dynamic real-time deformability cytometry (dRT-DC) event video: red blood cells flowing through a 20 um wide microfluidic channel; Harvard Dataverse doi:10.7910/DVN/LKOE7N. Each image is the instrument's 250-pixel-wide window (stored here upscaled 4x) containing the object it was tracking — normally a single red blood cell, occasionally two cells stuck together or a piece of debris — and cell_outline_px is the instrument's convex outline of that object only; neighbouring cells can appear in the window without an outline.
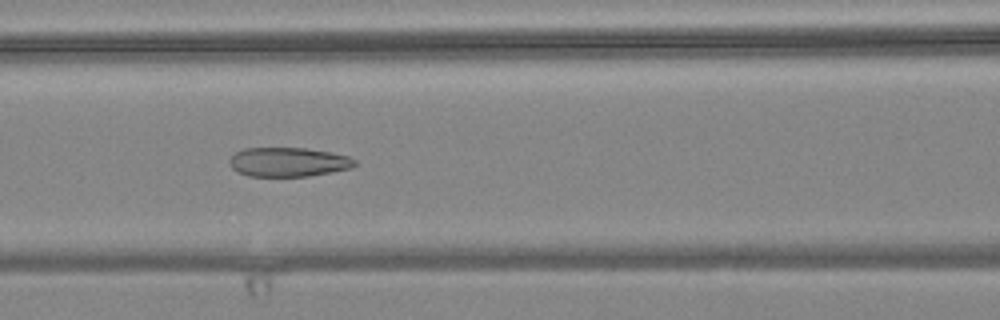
{"species": "common noctule bat (a hibernating species)", "species_latin": "Nyctalus noctula", "temperature_condition": "warm", "stored_images_in_passage": 50, "camera_frame_rate_fps": 3000, "um_per_image_px": 0.085, "animal": {"sex": "female", "body_mass_g": 24.6, "forearm_length_mm": 56.2}, "frame": {"image": 1, "passage_image": 18, "time_ms": 5.667, "image_size_px": [1000, 320], "cell_outline_px": [[356, 164], [352, 168], [332, 172], [308, 176], [248, 176], [236, 172], [232, 168], [228, 160], [236, 152], [244, 148], [304, 148], [328, 152], [348, 156], [356, 160]], "centroid_in_image_um": [24.49, 13.78], "position_along_channel_um": 142.1, "area_um2": 21.33}}
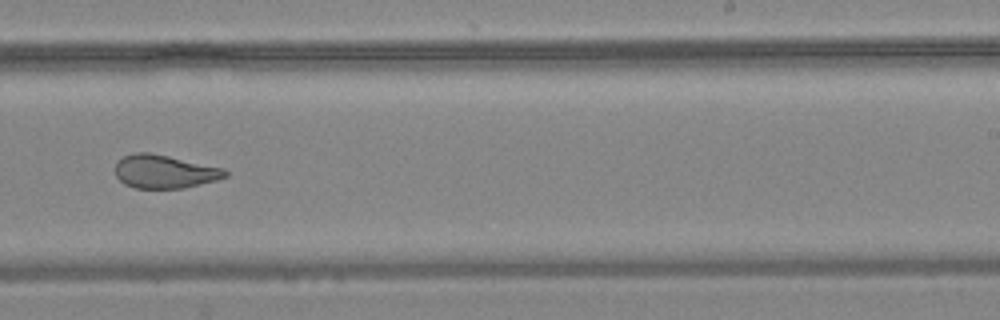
{"frame": {"image": 2, "passage_image": 29, "time_ms": 9.333, "image_size_px": [1000, 320], "cell_outline_px": [[228, 176], [216, 180], [184, 188], [136, 188], [124, 184], [116, 176], [116, 164], [124, 156], [136, 152], [148, 152], [168, 156], [224, 168], [228, 172]], "centroid_in_image_um": [14.0, 14.59], "position_along_channel_um": 275.0, "area_um2": 21.21}}
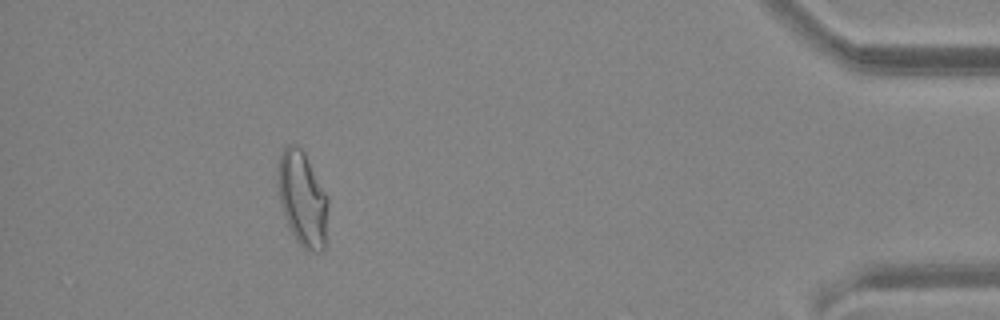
{"frame": {"image": 3, "passage_image": 45, "time_ms": 14.667, "image_size_px": [1000, 320], "cell_outline_px": [[328, 204], [324, 252], [308, 252], [296, 240], [288, 228], [284, 216], [280, 200], [276, 176], [280, 156], [284, 148], [288, 144], [296, 144], [304, 152], [328, 196]], "centroid_in_image_um": [25.71, 16.92], "position_along_channel_um": 409.5, "area_um2": 27.98}, "authors_computed_cell_mechanics": {"area_um2": 24.276, "velocity_mm_per_s": 3.6375, "shape_relaxation_time_tau1_ms": null, "shape_relaxation_time_tau2_ms": 1.3636, "deformation_change_tau1": null, "deformation_change_tau2": 0.0803}}